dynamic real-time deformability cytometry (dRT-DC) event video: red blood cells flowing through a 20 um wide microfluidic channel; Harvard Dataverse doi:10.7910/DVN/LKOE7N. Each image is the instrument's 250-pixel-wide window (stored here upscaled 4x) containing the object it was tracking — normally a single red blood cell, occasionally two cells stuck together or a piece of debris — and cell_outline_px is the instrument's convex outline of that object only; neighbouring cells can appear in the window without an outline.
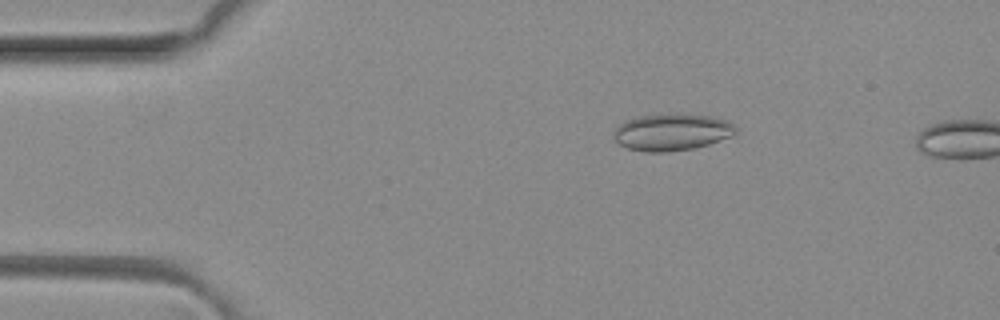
{"species": "common noctule bat (a hibernating species)", "species_latin": "Nyctalus noctula", "temperature_condition": "room temperature", "stored_images_in_passage": 4, "camera_frame_rate_fps": 3000, "um_per_image_px": 0.085, "animal": {"sex": "female", "body_mass_g": 29.2, "forearm_length_mm": 56.3}, "frame": {"image": 1, "passage_image": 2, "time_ms": 0.333, "image_size_px": [1000, 320], "cell_outline_px": [[736, 132], [732, 136], [708, 144], [692, 148], [664, 152], [644, 152], [628, 148], [620, 144], [616, 140], [612, 132], [616, 124], [624, 120], [636, 116], [680, 112], [712, 116], [728, 120], [736, 128]], "centroid_in_image_um": [57.07, 11.19], "position_along_channel_um": 27.9, "area_um2": 26.76}}